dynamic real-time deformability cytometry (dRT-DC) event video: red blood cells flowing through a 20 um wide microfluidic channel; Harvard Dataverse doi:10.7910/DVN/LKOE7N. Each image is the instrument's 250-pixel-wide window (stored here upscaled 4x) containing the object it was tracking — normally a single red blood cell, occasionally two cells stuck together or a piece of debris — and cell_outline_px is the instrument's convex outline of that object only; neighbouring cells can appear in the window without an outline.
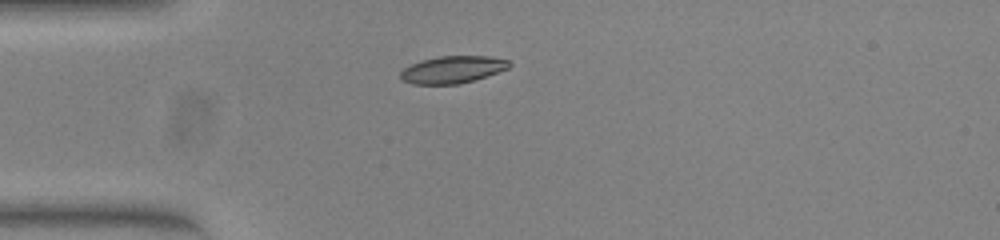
{"species": "common noctule bat (a hibernating species)", "species_latin": "Nyctalus noctula", "temperature_condition": "warm", "stored_images_in_passage": 40, "camera_frame_rate_fps": 3000, "um_per_image_px": 0.085, "animal": {"sex": "female", "body_mass_g": 23.0, "forearm_length_mm": 53.4}, "frame": {"image": 1, "passage_image": 1, "time_ms": 0.0, "image_size_px": [1000, 240], "cell_outline_px": [[512, 64], [508, 68], [460, 84], [412, 84], [400, 80], [400, 72], [404, 68], [420, 60], [440, 56], [488, 56], [508, 60]], "centroid_in_image_um": [38.42, 5.91], "position_along_channel_um": 46.6, "area_um2": 17.11}}
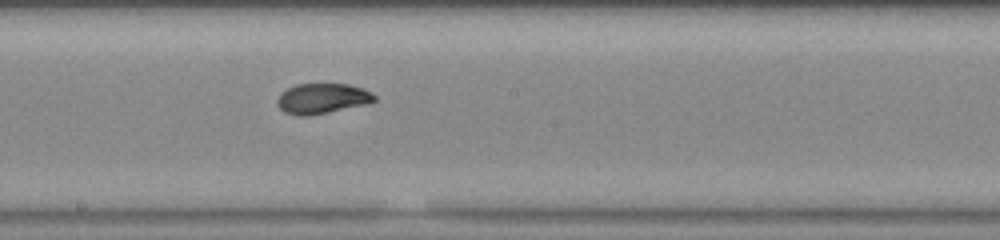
{"frame": {"image": 2, "passage_image": 16, "time_ms": 5.0, "image_size_px": [1000, 240], "cell_outline_px": [[376, 100], [368, 104], [308, 116], [296, 116], [284, 112], [276, 104], [276, 100], [280, 92], [296, 84], [348, 84], [364, 88], [372, 92], [376, 96]], "centroid_in_image_um": [27.38, 8.37], "position_along_channel_um": 220.8, "area_um2": 17.4}}
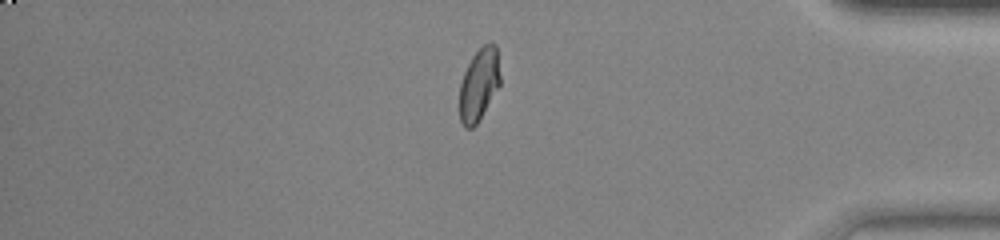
{"frame": {"image": 3, "passage_image": 32, "time_ms": 10.333, "image_size_px": [1000, 240], "cell_outline_px": [[500, 84], [476, 124], [472, 128], [464, 128], [460, 120], [460, 84], [464, 72], [472, 56], [484, 44], [492, 40], [496, 44], [500, 76]], "centroid_in_image_um": [40.71, 7.15], "position_along_channel_um": 394.5, "area_um2": 16.99}, "authors_computed_cell_mechanics": {"area_um2": 17.5423, "velocity_mm_per_s": 3.8241, "shape_relaxation_time_tau1_ms": null, "shape_relaxation_time_tau2_ms": 0.7377, "deformation_change_tau1": null, "deformation_change_tau2": 0.039}}